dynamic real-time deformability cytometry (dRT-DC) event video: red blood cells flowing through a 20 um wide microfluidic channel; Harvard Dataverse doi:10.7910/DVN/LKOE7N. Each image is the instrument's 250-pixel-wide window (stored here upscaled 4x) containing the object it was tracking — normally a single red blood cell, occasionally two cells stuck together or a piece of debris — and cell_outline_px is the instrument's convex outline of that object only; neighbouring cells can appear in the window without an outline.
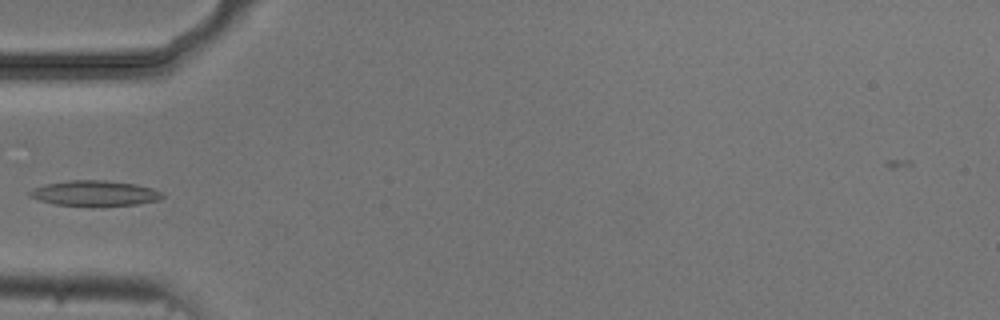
{"species": "common noctule bat (a hibernating species)", "species_latin": "Nyctalus noctula", "temperature_condition": "cold", "stored_images_in_passage": 5, "camera_frame_rate_fps": 3000, "um_per_image_px": 0.085, "animal": {"sex": "male", "body_mass_g": 20.5, "forearm_length_mm": 52.5}, "frame": {"image": 1, "passage_image": 4, "time_ms": 4.333, "image_size_px": [1000, 320], "cell_outline_px": [[164, 196], [160, 200], [136, 204], [100, 208], [92, 208], [56, 204], [40, 200], [28, 196], [28, 192], [32, 188], [44, 184], [68, 180], [104, 180], [136, 184], [152, 188], [164, 192]], "centroid_in_image_um": [8.06, 16.45], "position_along_channel_um": 76.9, "area_um2": 20.4}}
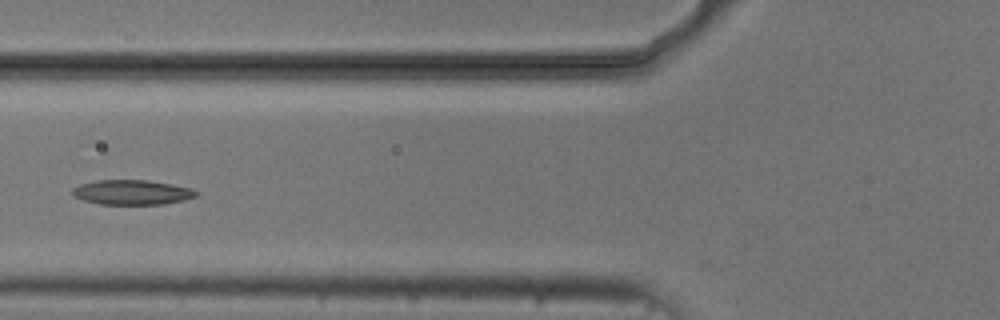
{"frame": {"image": 2, "passage_image": 5, "time_ms": 5.333, "image_size_px": [1000, 320], "cell_outline_px": [[200, 192], [196, 196], [184, 200], [164, 204], [100, 204], [84, 200], [72, 196], [72, 188], [80, 184], [96, 180], [148, 180], [172, 184], [192, 188]], "centroid_in_image_um": [11.23, 16.34], "position_along_channel_um": 114.6, "area_um2": 17.98}}